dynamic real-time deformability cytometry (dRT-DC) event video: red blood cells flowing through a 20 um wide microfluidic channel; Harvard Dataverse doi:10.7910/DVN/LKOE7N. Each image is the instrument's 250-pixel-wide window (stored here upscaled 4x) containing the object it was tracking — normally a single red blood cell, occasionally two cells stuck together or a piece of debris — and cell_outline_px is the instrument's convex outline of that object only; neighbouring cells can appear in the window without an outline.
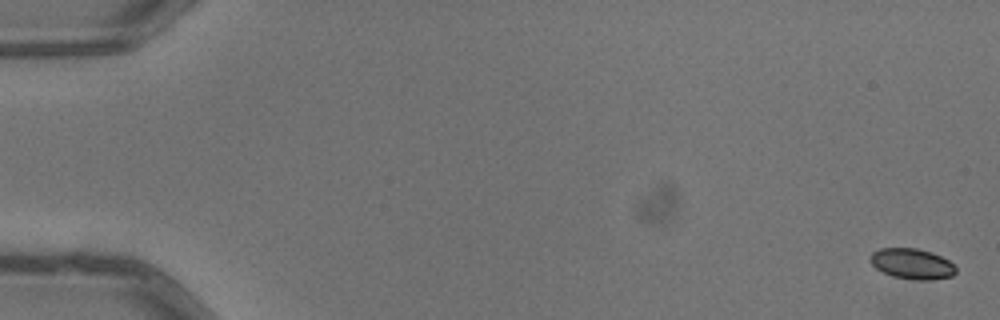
{"species": "common noctule bat (a hibernating species)", "species_latin": "Nyctalus noctula", "temperature_condition": "warm", "stored_images_in_passage": 5, "camera_frame_rate_fps": 3000, "um_per_image_px": 0.085, "animal": {"sex": "male", "body_mass_g": 13.3}, "frame": {"image": 1, "passage_image": 1, "time_ms": 0.0, "image_size_px": [1000, 320], "cell_outline_px": [[956, 272], [952, 276], [932, 280], [916, 280], [892, 276], [876, 268], [872, 264], [872, 252], [880, 248], [916, 248], [932, 252], [948, 260], [956, 268]], "centroid_in_image_um": [77.55, 22.42], "position_along_channel_um": 7.5, "area_um2": 15.09}}
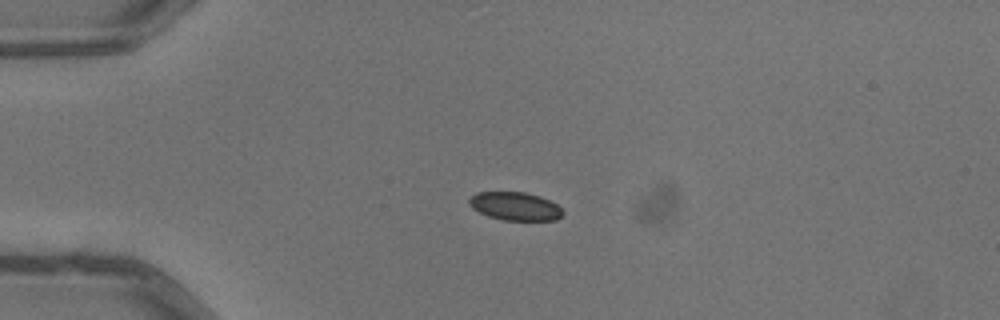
{"frame": {"image": 2, "passage_image": 4, "time_ms": 1.0, "image_size_px": [1000, 320], "cell_outline_px": [[564, 212], [556, 220], [504, 220], [488, 216], [472, 208], [468, 204], [468, 200], [476, 192], [524, 192], [540, 196], [556, 204]], "centroid_in_image_um": [43.76, 17.52], "position_along_channel_um": 41.2, "area_um2": 15.32}}